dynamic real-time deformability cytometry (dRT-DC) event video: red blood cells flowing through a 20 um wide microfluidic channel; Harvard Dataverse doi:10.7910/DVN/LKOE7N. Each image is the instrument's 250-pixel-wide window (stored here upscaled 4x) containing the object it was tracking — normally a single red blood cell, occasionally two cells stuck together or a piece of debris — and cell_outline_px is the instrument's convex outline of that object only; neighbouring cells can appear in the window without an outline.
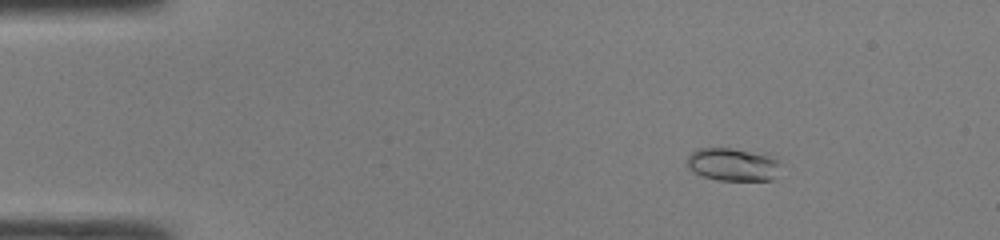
{"species": "common noctule bat (a hibernating species)", "species_latin": "Nyctalus noctula", "temperature_condition": "room temperature", "stored_images_in_passage": 48, "camera_frame_rate_fps": 3000, "um_per_image_px": 0.085, "animal": {"sex": "male", "body_mass_g": 19.0, "forearm_length_mm": 50.8}, "frame": {"image": 1, "passage_image": 7, "time_ms": 2.0, "image_size_px": [1000, 240], "cell_outline_px": [[780, 164], [772, 180], [720, 180], [704, 176], [692, 172], [688, 168], [688, 156], [696, 148], [728, 148], [768, 156], [780, 160]], "centroid_in_image_um": [62.24, 13.99], "position_along_channel_um": 22.8, "area_um2": 17.51}}
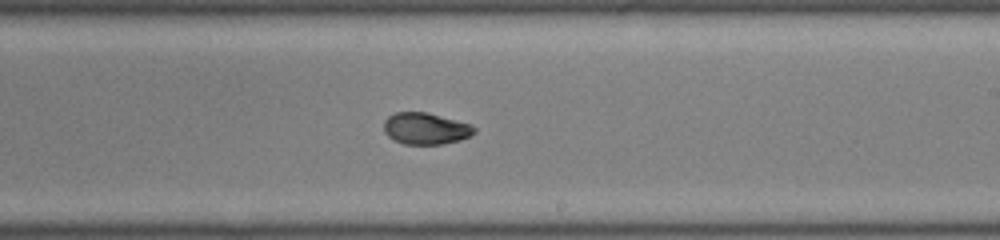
{"frame": {"image": 2, "passage_image": 29, "time_ms": 9.333, "image_size_px": [1000, 240], "cell_outline_px": [[476, 132], [460, 140], [440, 144], [404, 144], [388, 136], [384, 132], [384, 120], [388, 116], [396, 112], [424, 112], [472, 124], [476, 128]], "centroid_in_image_um": [36.17, 10.92], "position_along_channel_um": 252.8, "area_um2": 16.53}}
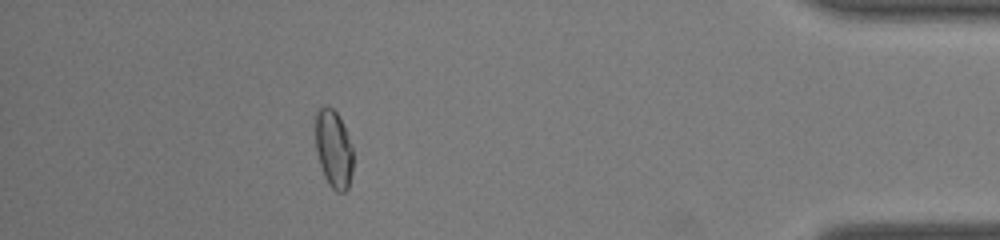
{"frame": {"image": 3, "passage_image": 43, "time_ms": 14.0, "image_size_px": [1000, 240], "cell_outline_px": [[352, 172], [348, 188], [344, 192], [336, 192], [328, 184], [324, 176], [320, 164], [316, 148], [316, 112], [324, 104], [332, 108], [336, 112], [352, 144]], "centroid_in_image_um": [28.36, 12.68], "position_along_channel_um": 406.8, "area_um2": 16.94}, "authors_computed_cell_mechanics": {"area_um2": 16.8776, "velocity_mm_per_s": 4.3025, "shape_relaxation_time_tau1_ms": null, "shape_relaxation_time_tau2_ms": 1.6551, "deformation_change_tau1": null, "deformation_change_tau2": 0.0463}}